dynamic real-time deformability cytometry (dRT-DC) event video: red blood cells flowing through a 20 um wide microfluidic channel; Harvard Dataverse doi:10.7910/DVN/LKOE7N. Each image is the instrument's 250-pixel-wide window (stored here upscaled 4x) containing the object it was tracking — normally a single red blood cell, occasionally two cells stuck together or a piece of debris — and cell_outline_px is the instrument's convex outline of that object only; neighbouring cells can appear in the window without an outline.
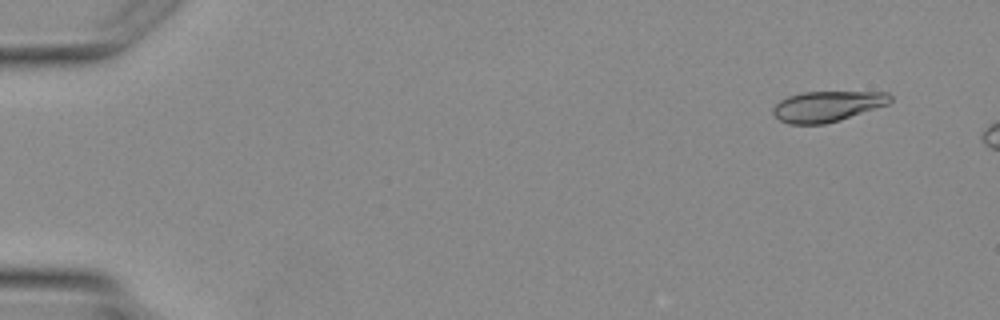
{"species": "Egyptian fruit bat (a non-hibernating species)", "species_latin": "Rousettus aegyptiacus", "temperature_condition": "warm", "stored_images_in_passage": 6, "camera_frame_rate_fps": 3000, "um_per_image_px": 0.085, "animal": {"sex": "female"}, "frame": {"image": 1, "passage_image": 1, "time_ms": 0.0, "image_size_px": [1000, 320], "cell_outline_px": [[892, 100], [888, 104], [840, 120], [824, 124], [788, 124], [780, 120], [772, 112], [772, 108], [780, 100], [788, 96], [804, 92], [888, 92], [892, 96]], "centroid_in_image_um": [70.31, 9.03], "position_along_channel_um": 14.7, "area_um2": 20.81}}